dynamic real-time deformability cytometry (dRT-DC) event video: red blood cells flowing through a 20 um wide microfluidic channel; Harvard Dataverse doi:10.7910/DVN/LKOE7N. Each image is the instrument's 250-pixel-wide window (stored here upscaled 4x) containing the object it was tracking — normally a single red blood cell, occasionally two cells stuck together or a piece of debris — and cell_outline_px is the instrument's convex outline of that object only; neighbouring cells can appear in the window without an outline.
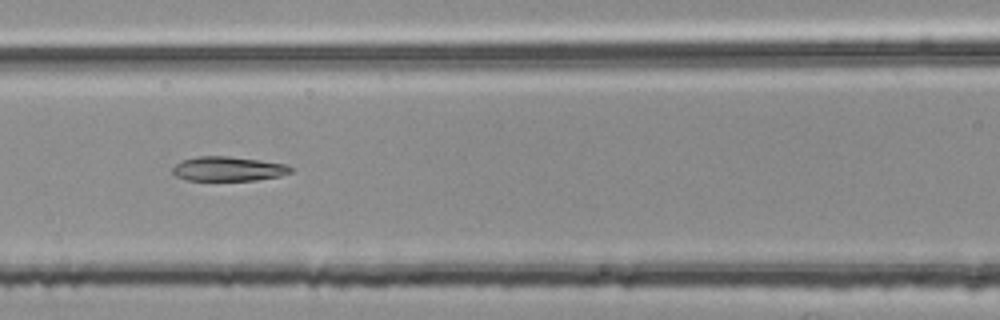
{"species": "common noctule bat (a hibernating species)", "species_latin": "Nyctalus noctula", "temperature_condition": "room temperature", "stored_images_in_passage": 37, "camera_frame_rate_fps": 3000, "um_per_image_px": 0.085, "animal": {"sex": "female", "body_mass_g": 25.1}, "frame": {"image": 1, "passage_image": 15, "time_ms": 4.667, "image_size_px": [1000, 320], "cell_outline_px": [[292, 172], [280, 176], [256, 180], [188, 180], [176, 176], [172, 172], [172, 168], [180, 160], [196, 156], [228, 156], [260, 160], [284, 164], [292, 168]], "centroid_in_image_um": [19.37, 14.34], "position_along_channel_um": 147.2, "area_um2": 16.82}}
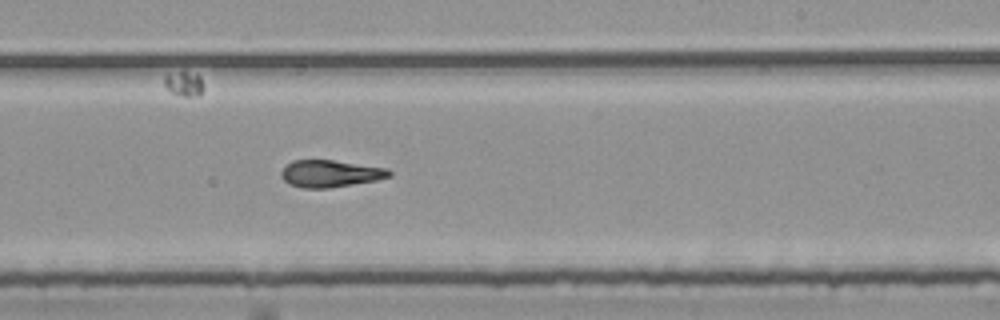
{"frame": {"image": 2, "passage_image": 24, "time_ms": 7.667, "image_size_px": [1000, 320], "cell_outline_px": [[392, 176], [376, 180], [328, 188], [300, 188], [288, 184], [280, 176], [280, 172], [292, 160], [332, 160], [388, 168], [392, 172]], "centroid_in_image_um": [28.06, 14.76], "position_along_channel_um": 260.9, "area_um2": 17.05}}
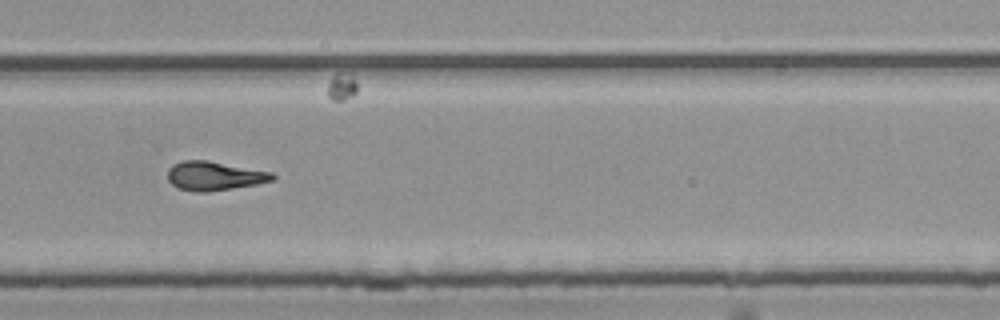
{"frame": {"image": 3, "passage_image": 28, "time_ms": 9.0, "image_size_px": [1000, 320], "cell_outline_px": [[276, 180], [256, 184], [208, 192], [196, 192], [180, 188], [172, 184], [168, 180], [168, 168], [172, 164], [180, 160], [208, 160], [272, 172], [276, 176]], "centroid_in_image_um": [18.22, 14.94], "position_along_channel_um": 311.6, "area_um2": 17.8}, "authors_computed_cell_mechanics": {"area_um2": 17.8024, "velocity_mm_per_s": 3.8076, "shape_relaxation_time_tau1_ms": null, "shape_relaxation_time_tau2_ms": 2.3482, "deformation_change_tau1": null, "deformation_change_tau2": 0.1159}}